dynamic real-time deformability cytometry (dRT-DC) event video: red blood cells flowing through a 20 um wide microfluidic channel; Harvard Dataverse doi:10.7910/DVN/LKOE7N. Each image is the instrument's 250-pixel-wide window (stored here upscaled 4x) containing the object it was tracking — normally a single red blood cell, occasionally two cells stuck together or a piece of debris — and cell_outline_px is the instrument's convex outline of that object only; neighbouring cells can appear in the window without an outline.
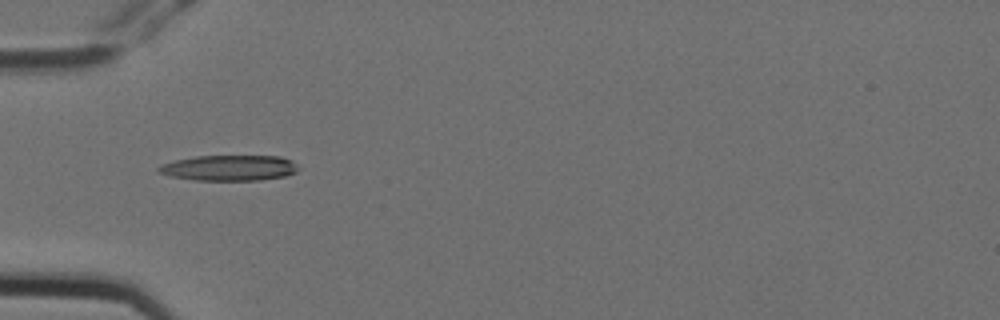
{"species": "Egyptian fruit bat (a non-hibernating species)", "species_latin": "Rousettus aegyptiacus", "temperature_condition": "cold", "stored_images_in_passage": 3, "camera_frame_rate_fps": 3000, "um_per_image_px": 0.085, "animal": {"sex": "female"}, "frame": {"image": 1, "passage_image": 2, "time_ms": 0.333, "image_size_px": [1000, 320], "cell_outline_px": [[300, 168], [296, 172], [284, 176], [260, 180], [192, 180], [172, 176], [160, 172], [156, 168], [160, 164], [176, 160], [196, 156], [280, 156], [292, 160]], "centroid_in_image_um": [19.51, 14.27], "position_along_channel_um": 65.5, "area_um2": 20.81}}
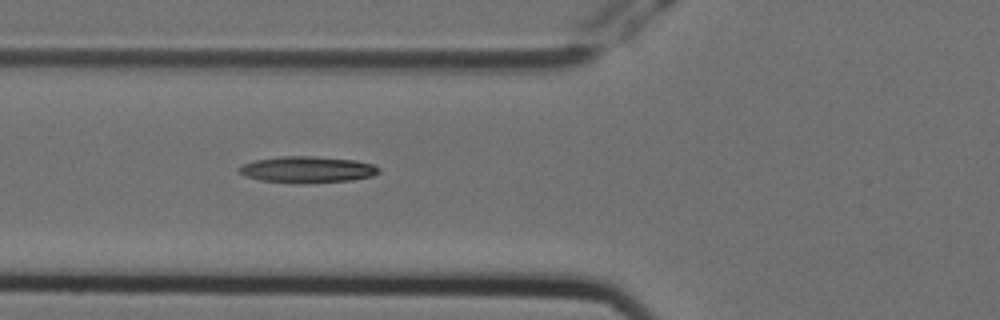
{"frame": {"image": 2, "passage_image": 3, "time_ms": 0.667, "image_size_px": [1000, 320], "cell_outline_px": [[380, 172], [372, 176], [352, 180], [304, 184], [296, 184], [260, 180], [244, 176], [236, 168], [240, 164], [252, 160], [280, 156], [312, 156], [356, 160], [372, 164], [380, 168]], "centroid_in_image_um": [26.07, 14.42], "position_along_channel_um": 99.7, "area_um2": 21.96}}